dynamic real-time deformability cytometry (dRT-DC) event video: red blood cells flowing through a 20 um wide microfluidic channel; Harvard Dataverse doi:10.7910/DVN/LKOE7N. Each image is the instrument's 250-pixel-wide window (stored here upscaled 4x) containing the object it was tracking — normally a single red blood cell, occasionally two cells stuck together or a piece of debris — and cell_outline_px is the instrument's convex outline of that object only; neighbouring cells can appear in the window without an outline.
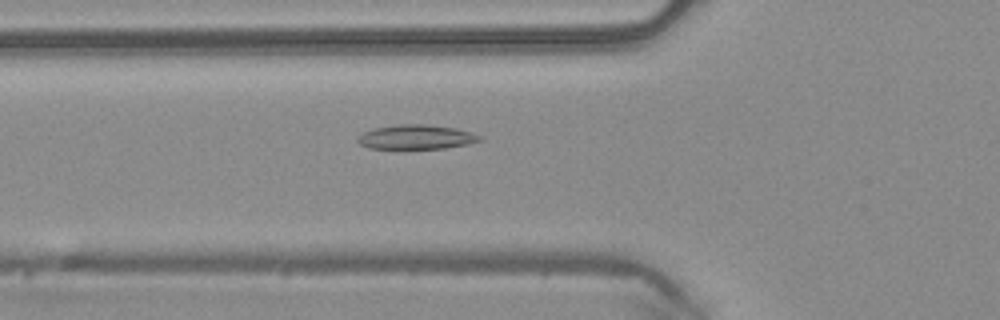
{"species": "common noctule bat (a hibernating species)", "species_latin": "Nyctalus noctula", "temperature_condition": "warm", "stored_images_in_passage": 45, "camera_frame_rate_fps": 3000, "um_per_image_px": 0.085, "animal": {"sex": "male", "body_mass_g": 20.4}, "frame": {"image": 1, "passage_image": 14, "time_ms": 4.333, "image_size_px": [1000, 320], "cell_outline_px": [[484, 136], [480, 140], [468, 144], [444, 148], [368, 148], [360, 144], [356, 140], [356, 136], [372, 128], [400, 124], [424, 124], [456, 128], [472, 132]], "centroid_in_image_um": [35.37, 11.64], "position_along_channel_um": 90.4, "area_um2": 17.4}}
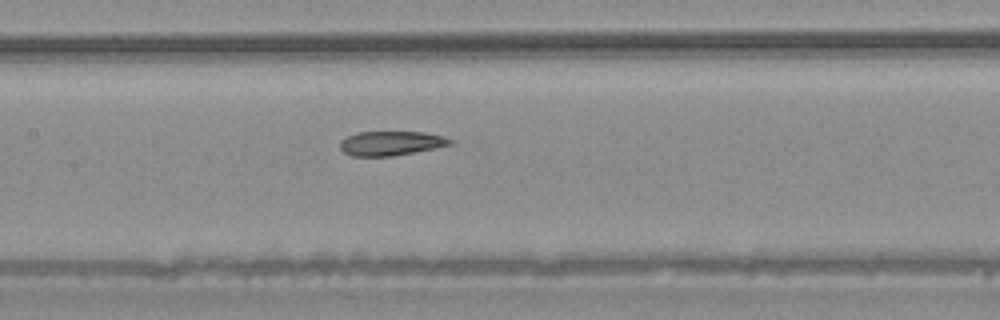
{"frame": {"image": 2, "passage_image": 20, "time_ms": 6.333, "image_size_px": [1000, 320], "cell_outline_px": [[452, 144], [436, 148], [392, 156], [352, 156], [344, 152], [340, 148], [340, 140], [348, 136], [360, 132], [424, 132], [444, 136], [452, 140]], "centroid_in_image_um": [33.24, 12.18], "position_along_channel_um": 174.2, "area_um2": 15.55}}
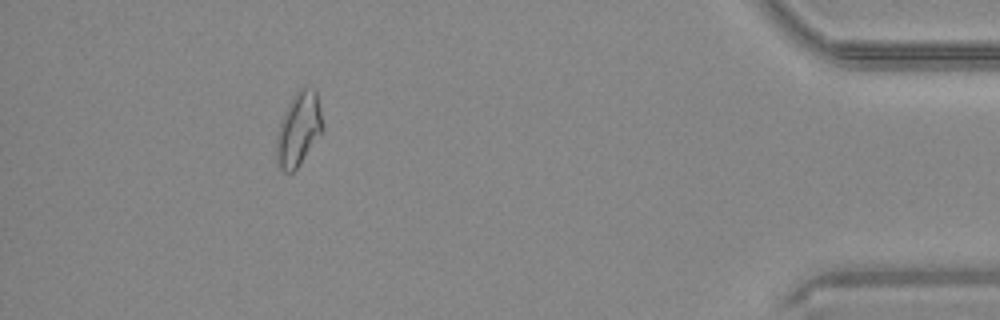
{"frame": {"image": 3, "passage_image": 41, "time_ms": 13.333, "image_size_px": [1000, 320], "cell_outline_px": [[324, 132], [300, 164], [292, 172], [284, 172], [276, 164], [276, 132], [280, 120], [292, 96], [300, 88], [308, 84], [316, 88], [324, 128]], "centroid_in_image_um": [25.39, 10.95], "position_along_channel_um": 409.8, "area_um2": 20.52}, "authors_computed_cell_mechanics": {"area_um2": 17.8602, "velocity_mm_per_s": 4.1541, "shape_relaxation_time_tau1_ms": null, "shape_relaxation_time_tau2_ms": 4.1053, "deformation_change_tau1": null, "deformation_change_tau2": 0.101}}